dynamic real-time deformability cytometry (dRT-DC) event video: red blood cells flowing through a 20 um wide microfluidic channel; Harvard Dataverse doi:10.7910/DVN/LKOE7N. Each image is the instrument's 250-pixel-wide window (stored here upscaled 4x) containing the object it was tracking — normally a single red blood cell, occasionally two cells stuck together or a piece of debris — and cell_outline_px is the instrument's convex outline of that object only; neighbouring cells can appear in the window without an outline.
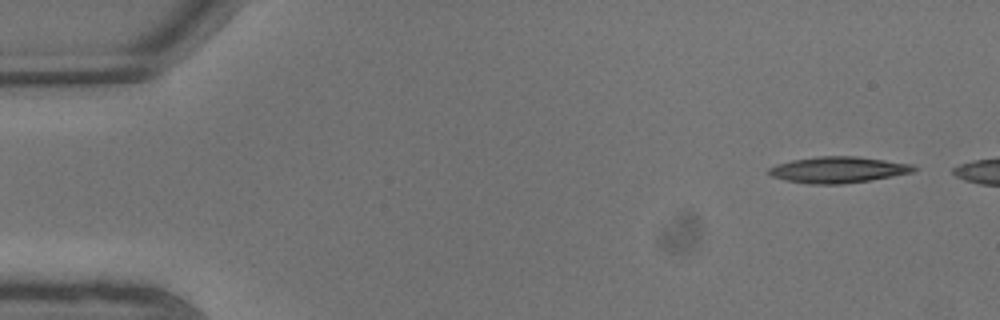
{"species": "common noctule bat (a hibernating species)", "species_latin": "Nyctalus noctula", "temperature_condition": "warm", "stored_images_in_passage": 8, "camera_frame_rate_fps": 3000, "um_per_image_px": 0.085, "animal": {"sex": "male", "body_mass_g": 13.3}, "frame": {"image": 1, "passage_image": 1, "time_ms": 0.0, "image_size_px": [1000, 320], "cell_outline_px": [[916, 168], [912, 172], [892, 176], [868, 180], [840, 184], [808, 184], [784, 180], [772, 176], [768, 172], [768, 168], [776, 164], [792, 160], [820, 156], [856, 156], [912, 164]], "centroid_in_image_um": [71.19, 14.43], "position_along_channel_um": 13.8, "area_um2": 21.91}}
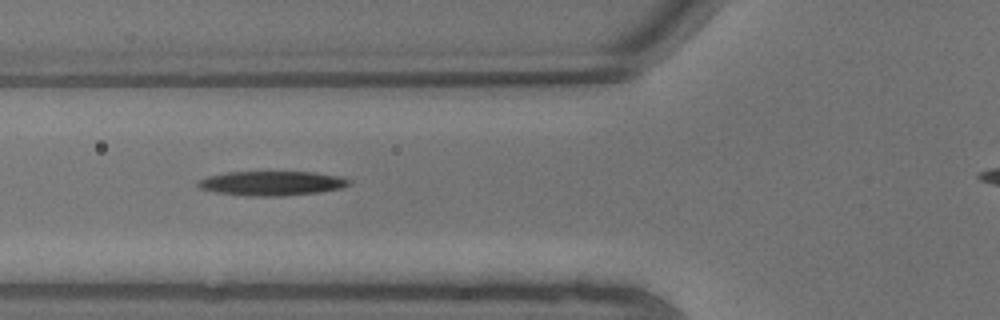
{"frame": {"image": 2, "passage_image": 7, "time_ms": 2.0, "image_size_px": [1000, 320], "cell_outline_px": [[352, 184], [344, 188], [320, 192], [284, 196], [244, 196], [216, 192], [200, 188], [196, 184], [196, 180], [208, 176], [228, 172], [316, 172], [340, 176], [352, 180]], "centroid_in_image_um": [23.15, 15.58], "position_along_channel_um": 102.7, "area_um2": 21.85}}
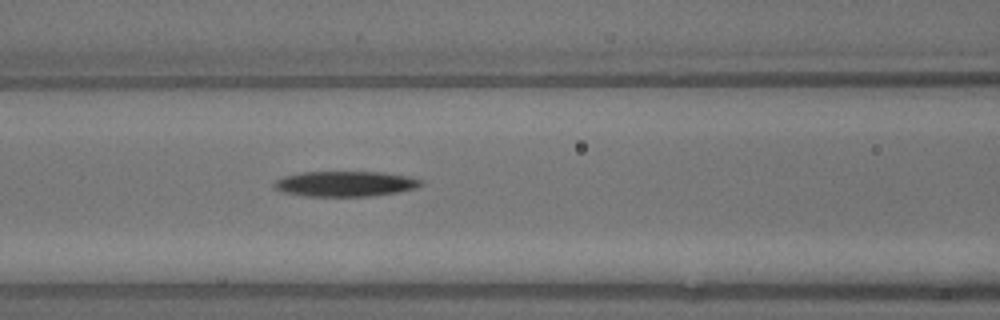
{"frame": {"image": 3, "passage_image": 8, "time_ms": 2.333, "image_size_px": [1000, 320], "cell_outline_px": [[424, 184], [416, 188], [396, 192], [372, 196], [304, 196], [284, 192], [272, 188], [272, 184], [276, 180], [284, 176], [300, 172], [380, 172], [412, 176], [420, 180]], "centroid_in_image_um": [29.33, 15.62], "position_along_channel_um": 137.3, "area_um2": 21.79}}